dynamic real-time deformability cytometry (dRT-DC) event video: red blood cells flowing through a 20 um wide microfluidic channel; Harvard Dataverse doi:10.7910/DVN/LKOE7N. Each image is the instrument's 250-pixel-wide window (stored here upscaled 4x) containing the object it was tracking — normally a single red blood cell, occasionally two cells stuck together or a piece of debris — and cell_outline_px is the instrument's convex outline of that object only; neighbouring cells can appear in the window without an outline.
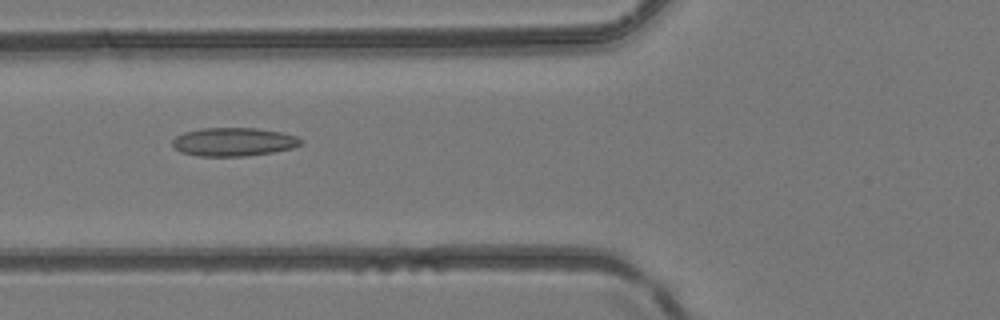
{"species": "common noctule bat (a hibernating species)", "species_latin": "Nyctalus noctula", "temperature_condition": "room temperature", "stored_images_in_passage": 5, "camera_frame_rate_fps": 3000, "um_per_image_px": 0.085, "animal": {"sex": "female", "body_mass_g": 24.6, "forearm_length_mm": 56.2}, "frame": {"image": 1, "passage_image": 5, "time_ms": 1.333, "image_size_px": [1000, 320], "cell_outline_px": [[304, 140], [300, 144], [292, 148], [272, 152], [248, 156], [200, 156], [180, 152], [172, 144], [172, 140], [176, 136], [184, 132], [204, 128], [256, 128], [280, 132], [296, 136]], "centroid_in_image_um": [19.85, 12.06], "position_along_channel_um": 105.9, "area_um2": 21.21}}